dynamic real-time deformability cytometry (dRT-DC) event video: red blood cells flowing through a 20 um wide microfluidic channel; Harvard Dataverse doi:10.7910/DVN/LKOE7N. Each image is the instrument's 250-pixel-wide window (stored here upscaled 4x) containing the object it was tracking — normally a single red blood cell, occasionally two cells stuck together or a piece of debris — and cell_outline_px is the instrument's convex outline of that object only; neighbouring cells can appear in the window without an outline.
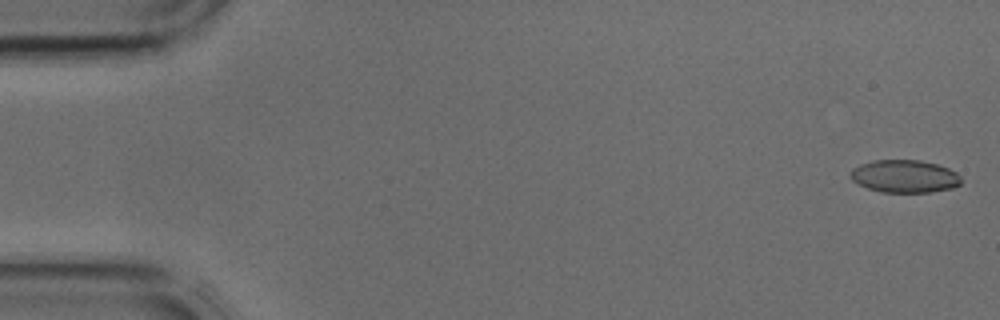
{"species": "common noctule bat (a hibernating species)", "species_latin": "Nyctalus noctula", "temperature_condition": "cold", "stored_images_in_passage": 42, "camera_frame_rate_fps": 3000, "um_per_image_px": 0.085, "animal": {"sex": "male", "body_mass_g": 17.9, "forearm_length_mm": 54.2}, "frame": {"image": 1, "passage_image": 1, "time_ms": 0.0, "image_size_px": [1000, 320], "cell_outline_px": [[960, 184], [952, 188], [928, 192], [880, 192], [868, 188], [852, 180], [848, 176], [852, 168], [860, 164], [872, 160], [920, 160], [936, 164], [948, 168], [956, 172], [960, 176]], "centroid_in_image_um": [76.86, 14.98], "position_along_channel_um": 8.1, "area_um2": 21.1}}
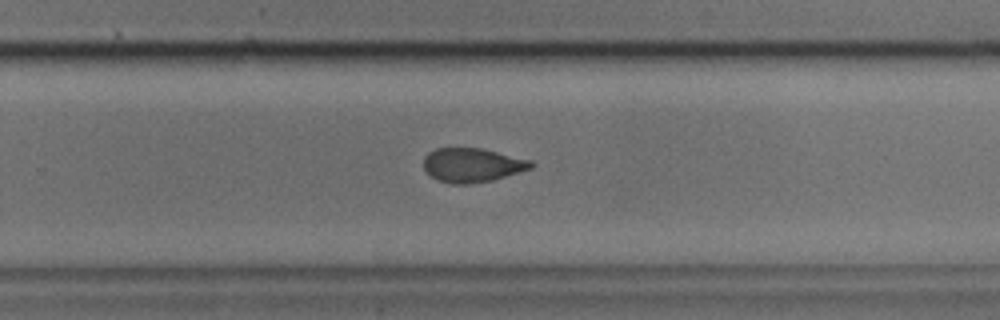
{"frame": {"image": 2, "passage_image": 27, "time_ms": 8.667, "image_size_px": [1000, 320], "cell_outline_px": [[536, 164], [532, 168], [492, 180], [468, 184], [452, 184], [440, 180], [432, 176], [424, 168], [424, 156], [428, 152], [436, 148], [480, 148], [532, 160]], "centroid_in_image_um": [40.16, 14.02], "position_along_channel_um": 289.6, "area_um2": 21.21}}
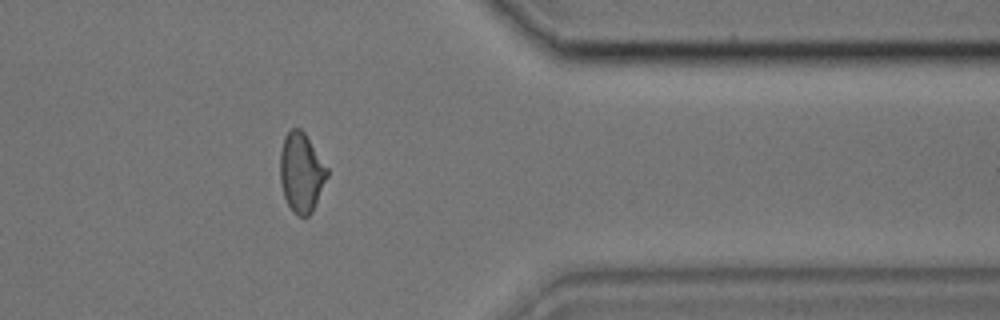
{"frame": {"image": 3, "passage_image": 34, "time_ms": 11.0, "image_size_px": [1000, 320], "cell_outline_px": [[328, 176], [312, 212], [308, 216], [300, 216], [292, 212], [284, 196], [280, 180], [280, 152], [284, 136], [292, 128], [300, 128], [304, 132], [328, 168]], "centroid_in_image_um": [25.61, 14.66], "position_along_channel_um": 385.8, "area_um2": 21.73}}